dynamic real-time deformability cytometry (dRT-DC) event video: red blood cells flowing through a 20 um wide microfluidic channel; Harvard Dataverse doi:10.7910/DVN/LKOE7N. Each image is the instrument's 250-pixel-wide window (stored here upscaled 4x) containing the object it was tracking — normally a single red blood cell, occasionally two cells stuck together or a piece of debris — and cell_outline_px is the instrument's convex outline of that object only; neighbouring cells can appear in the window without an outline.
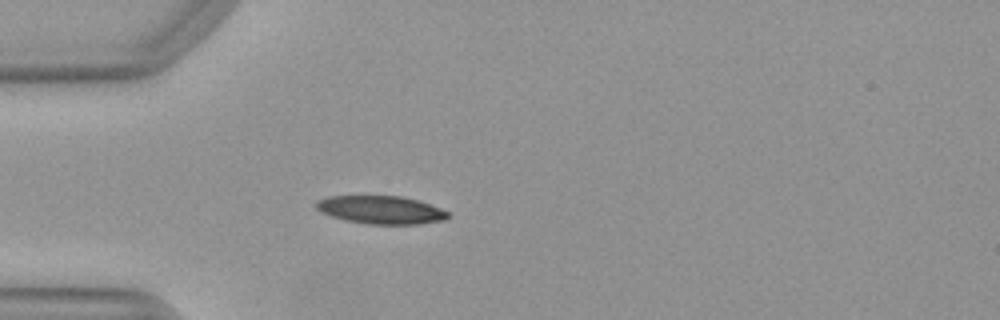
{"species": "Egyptian fruit bat (a non-hibernating species)", "species_latin": "Rousettus aegyptiacus", "temperature_condition": "warm", "stored_images_in_passage": 50, "camera_frame_rate_fps": 3000, "um_per_image_px": 0.085, "animal": {"sex": "female"}, "frame": {"image": 1, "passage_image": 14, "time_ms": 4.333, "image_size_px": [1000, 320], "cell_outline_px": [[448, 216], [444, 220], [420, 224], [368, 224], [348, 220], [332, 216], [320, 212], [316, 208], [316, 200], [324, 196], [400, 196], [416, 200], [440, 208], [448, 212]], "centroid_in_image_um": [32.34, 17.83], "position_along_channel_um": 52.7, "area_um2": 21.39}}
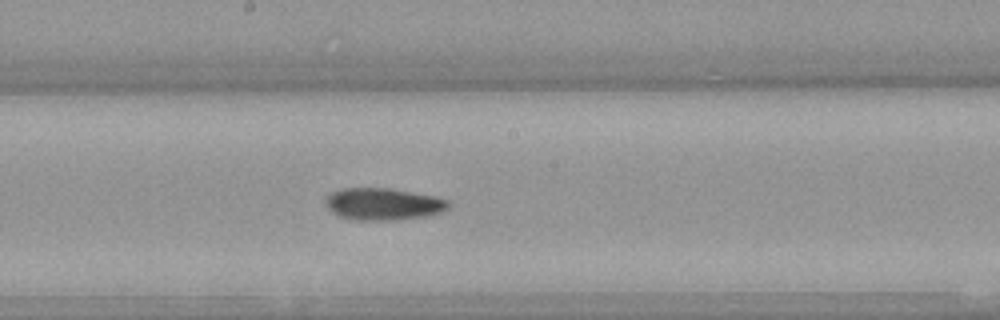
{"frame": {"image": 2, "passage_image": 27, "time_ms": 8.667, "image_size_px": [1000, 320], "cell_outline_px": [[448, 208], [440, 212], [428, 216], [396, 220], [356, 220], [340, 216], [332, 212], [324, 204], [324, 200], [332, 192], [340, 188], [388, 188], [436, 196], [448, 200]], "centroid_in_image_um": [32.55, 17.34], "position_along_channel_um": 215.6, "area_um2": 23.0}}
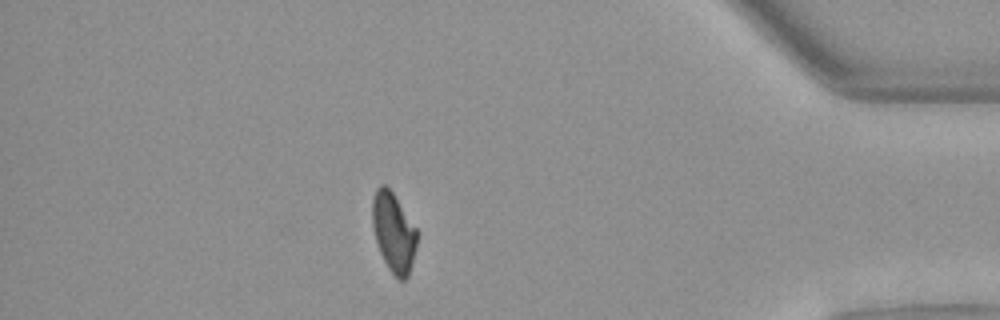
{"frame": {"image": 3, "passage_image": 44, "time_ms": 14.333, "image_size_px": [1000, 320], "cell_outline_px": [[416, 248], [408, 276], [404, 280], [400, 280], [388, 268], [380, 252], [376, 240], [372, 224], [372, 196], [376, 188], [380, 184], [384, 184], [392, 192], [416, 228]], "centroid_in_image_um": [33.43, 19.72], "position_along_channel_um": 401.8, "area_um2": 20.35}, "authors_computed_cell_mechanics": {"area_um2": 21.4149, "velocity_mm_per_s": 3.997, "shape_relaxation_time_tau1_ms": 8.369, "shape_relaxation_time_tau2_ms": null, "deformation_change_tau1": 0.2129, "deformation_change_tau2": null}}